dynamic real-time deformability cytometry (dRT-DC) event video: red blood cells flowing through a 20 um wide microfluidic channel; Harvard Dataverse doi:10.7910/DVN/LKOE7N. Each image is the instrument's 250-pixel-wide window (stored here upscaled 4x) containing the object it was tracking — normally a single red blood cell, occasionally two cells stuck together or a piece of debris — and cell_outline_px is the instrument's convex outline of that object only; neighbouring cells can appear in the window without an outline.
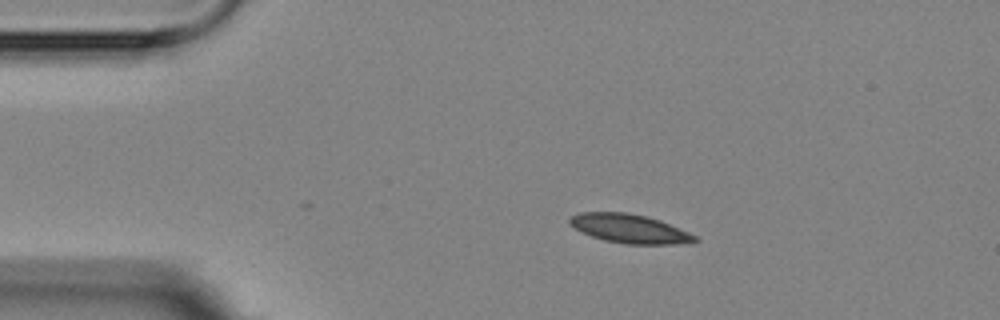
{"species": "Egyptian fruit bat (a non-hibernating species)", "species_latin": "Rousettus aegyptiacus", "temperature_condition": "room temperature", "stored_images_in_passage": 6, "camera_frame_rate_fps": 3000, "um_per_image_px": 0.085, "animal": {"sex": "female"}, "frame": {"image": 1, "passage_image": 1, "time_ms": 0.0, "image_size_px": [1000, 320], "cell_outline_px": [[700, 240], [692, 244], [624, 244], [604, 240], [592, 236], [568, 224], [568, 220], [572, 216], [580, 212], [628, 212], [648, 216], [660, 220], [688, 232], [696, 236]], "centroid_in_image_um": [53.56, 19.44], "position_along_channel_um": 31.4, "area_um2": 21.21}}
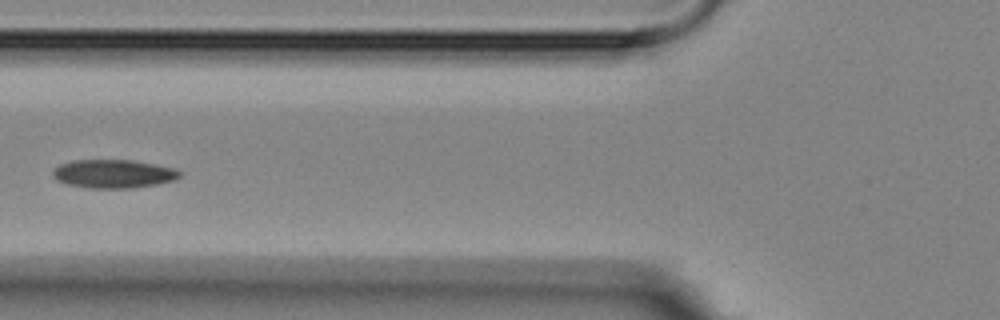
{"frame": {"image": 2, "passage_image": 4, "time_ms": 3.667, "image_size_px": [1000, 320], "cell_outline_px": [[184, 172], [180, 176], [172, 180], [156, 184], [132, 188], [88, 188], [68, 184], [56, 180], [52, 176], [52, 172], [60, 164], [72, 160], [132, 160], [176, 168]], "centroid_in_image_um": [9.65, 14.77], "position_along_channel_um": 116.2, "area_um2": 21.1}}
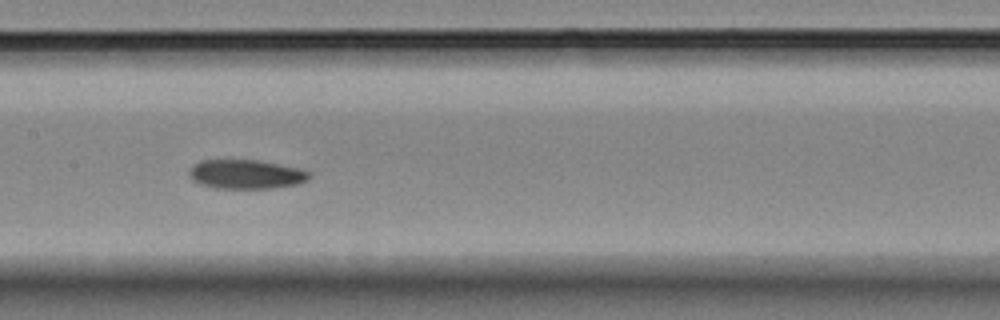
{"frame": {"image": 3, "passage_image": 6, "time_ms": 5.667, "image_size_px": [1000, 320], "cell_outline_px": [[312, 176], [308, 180], [296, 184], [268, 188], [216, 188], [200, 184], [192, 180], [188, 176], [188, 172], [192, 164], [200, 160], [260, 160], [300, 168], [312, 172]], "centroid_in_image_um": [20.9, 14.8], "position_along_channel_um": 186.5, "area_um2": 20.63}}